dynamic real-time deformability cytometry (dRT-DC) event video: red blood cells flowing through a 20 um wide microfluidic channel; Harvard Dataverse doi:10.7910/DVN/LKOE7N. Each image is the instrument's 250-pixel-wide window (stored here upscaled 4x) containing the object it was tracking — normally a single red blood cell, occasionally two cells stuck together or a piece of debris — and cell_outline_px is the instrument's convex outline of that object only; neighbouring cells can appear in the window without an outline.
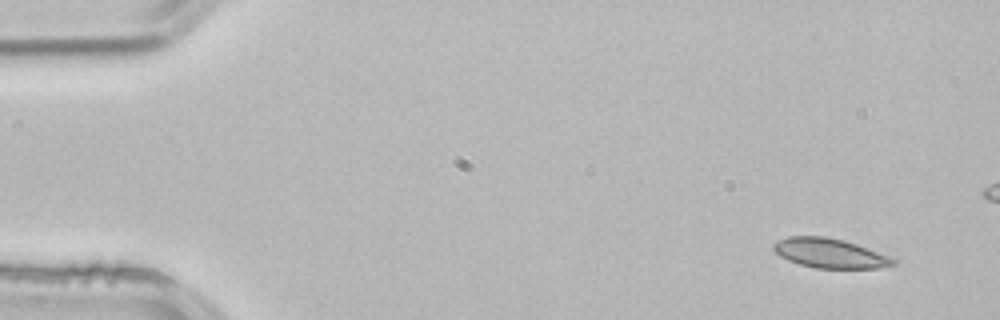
{"species": "common noctule bat (a hibernating species)", "species_latin": "Nyctalus noctula", "temperature_condition": "room temperature", "stored_images_in_passage": 4, "camera_frame_rate_fps": 3000, "um_per_image_px": 0.085, "animal": {"sex": "male", "body_mass_g": 21.5, "forearm_length_mm": 52.0}, "frame": {"image": 1, "passage_image": 1, "time_ms": 0.0, "image_size_px": [1000, 320], "cell_outline_px": [[900, 264], [880, 268], [816, 268], [800, 264], [788, 260], [780, 256], [772, 248], [772, 244], [788, 236], [824, 236], [844, 240], [856, 244], [900, 260]], "centroid_in_image_um": [70.59, 21.53], "position_along_channel_um": 14.4, "area_um2": 20.69}}